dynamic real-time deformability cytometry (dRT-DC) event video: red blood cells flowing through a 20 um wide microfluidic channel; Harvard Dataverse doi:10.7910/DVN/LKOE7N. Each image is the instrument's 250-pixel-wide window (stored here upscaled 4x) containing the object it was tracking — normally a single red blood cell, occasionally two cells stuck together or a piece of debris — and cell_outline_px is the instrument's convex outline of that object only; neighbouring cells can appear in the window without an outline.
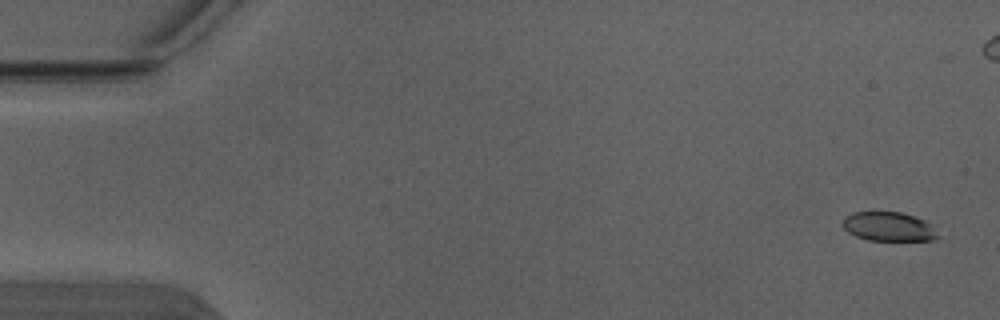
{"species": "Egyptian fruit bat (a non-hibernating species)", "species_latin": "Rousettus aegyptiacus", "temperature_condition": "warm", "stored_images_in_passage": 9, "camera_frame_rate_fps": 3000, "um_per_image_px": 0.085, "animal": {"sex": "male"}, "frame": {"image": 1, "passage_image": 1, "time_ms": 0.0, "image_size_px": [1000, 320], "cell_outline_px": [[940, 236], [932, 240], [868, 240], [856, 236], [848, 232], [840, 224], [844, 216], [852, 212], [900, 212], [916, 216], [932, 224]], "centroid_in_image_um": [75.52, 19.25], "position_along_channel_um": 9.5, "area_um2": 16.36}}
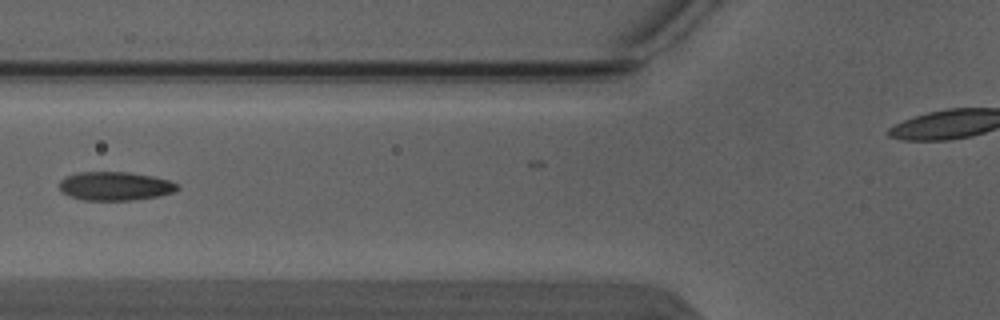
{"frame": {"image": 2, "passage_image": 5, "time_ms": 1.333, "image_size_px": [1000, 320], "cell_outline_px": [[180, 188], [176, 192], [160, 196], [132, 200], [84, 200], [68, 196], [60, 188], [60, 180], [68, 176], [80, 172], [128, 172], [152, 176], [172, 180]], "centroid_in_image_um": [9.84, 15.82], "position_along_channel_um": 116.0, "area_um2": 19.77}}
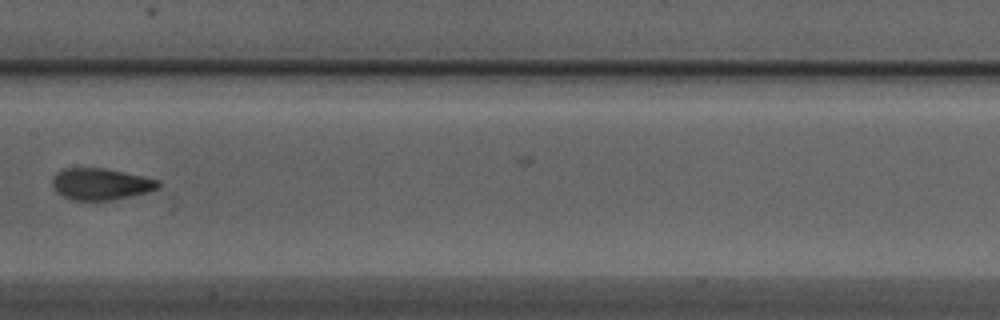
{"frame": {"image": 3, "passage_image": 7, "time_ms": 2.0, "image_size_px": [1000, 320], "cell_outline_px": [[160, 188], [148, 192], [112, 200], [72, 200], [56, 192], [52, 188], [52, 176], [56, 172], [64, 168], [104, 168], [160, 180]], "centroid_in_image_um": [8.54, 15.64], "position_along_channel_um": 198.9, "area_um2": 19.59}}